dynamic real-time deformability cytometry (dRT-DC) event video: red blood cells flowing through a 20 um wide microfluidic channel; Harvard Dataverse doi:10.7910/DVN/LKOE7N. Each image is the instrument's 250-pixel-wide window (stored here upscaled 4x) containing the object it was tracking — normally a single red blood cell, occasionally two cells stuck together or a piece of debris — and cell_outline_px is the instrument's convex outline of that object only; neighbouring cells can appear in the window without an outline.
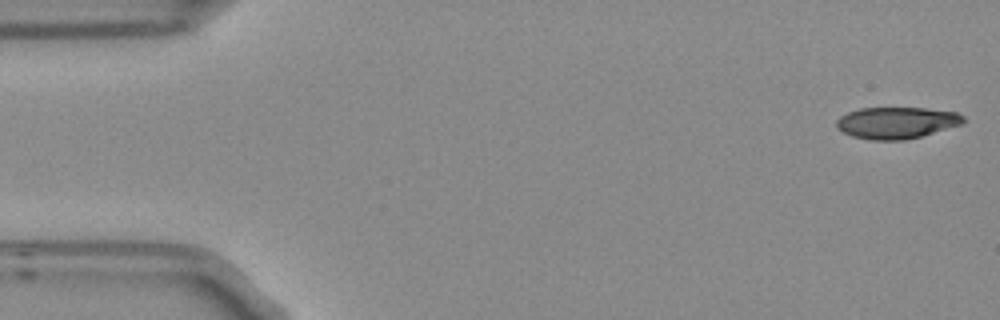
{"species": "Egyptian fruit bat (a non-hibernating species)", "species_latin": "Rousettus aegyptiacus", "temperature_condition": "room temperature", "stored_images_in_passage": 6, "camera_frame_rate_fps": 3000, "um_per_image_px": 0.085, "frame": {"image": 1, "passage_image": 1, "time_ms": 0.0, "image_size_px": [1000, 320], "cell_outline_px": [[964, 124], [920, 136], [904, 140], [868, 140], [852, 136], [836, 128], [836, 120], [840, 116], [848, 112], [860, 108], [924, 108], [956, 112], [964, 116]], "centroid_in_image_um": [76.19, 10.43], "position_along_channel_um": 8.8, "area_um2": 23.41}}
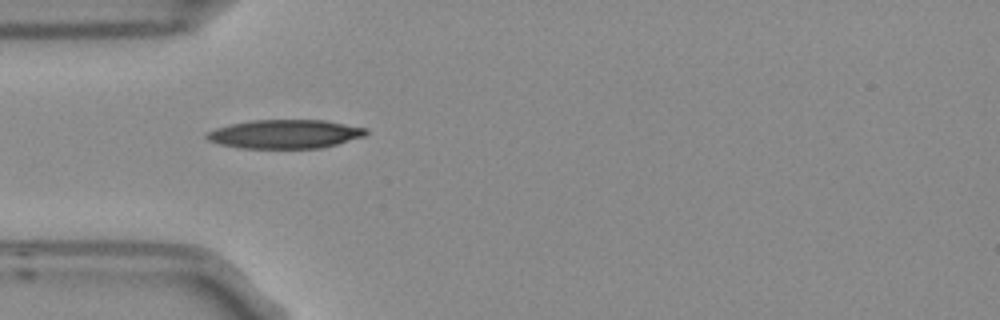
{"frame": {"image": 2, "passage_image": 5, "time_ms": 1.333, "image_size_px": [1000, 320], "cell_outline_px": [[368, 132], [364, 136], [336, 144], [320, 148], [240, 148], [220, 144], [208, 140], [204, 136], [204, 132], [216, 128], [232, 124], [252, 120], [324, 120], [368, 128]], "centroid_in_image_um": [24.2, 11.39], "position_along_channel_um": 60.8, "area_um2": 26.7}}